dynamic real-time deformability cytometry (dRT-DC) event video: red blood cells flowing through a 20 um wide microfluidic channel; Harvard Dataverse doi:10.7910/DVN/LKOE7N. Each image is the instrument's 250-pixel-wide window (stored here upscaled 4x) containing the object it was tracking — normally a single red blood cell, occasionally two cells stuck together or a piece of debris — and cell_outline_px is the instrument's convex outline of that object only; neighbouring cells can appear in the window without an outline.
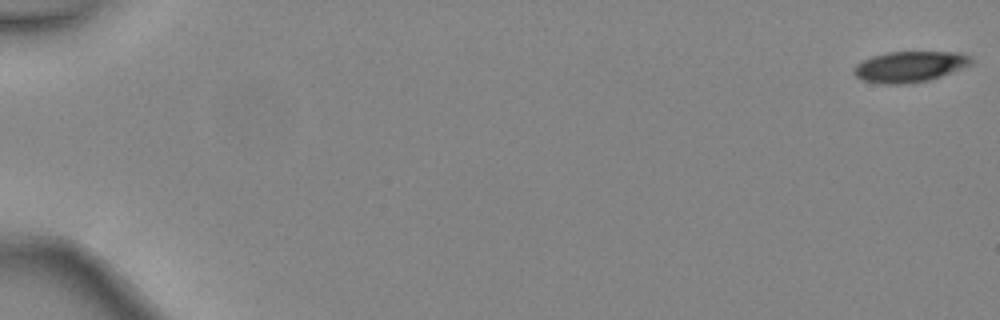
{"species": "common noctule bat (a hibernating species)", "species_latin": "Nyctalus noctula", "temperature_condition": "warm", "stored_images_in_passage": 5, "segment_of_instrument_passage": [2, 2], "camera_frame_rate_fps": 3000, "um_per_image_px": 0.085, "animal": {"sex": "female", "body_mass_g": 24.6, "forearm_length_mm": 56.2}, "frame": {"image": 1, "passage_image": 5, "time_ms": 1.333, "image_size_px": [1000, 320], "cell_outline_px": [[972, 64], [940, 76], [928, 80], [900, 84], [880, 84], [864, 80], [856, 76], [852, 72], [856, 64], [872, 56], [888, 52], [960, 52], [972, 56]], "centroid_in_image_um": [77.32, 5.65], "position_along_channel_um": 7.7, "area_um2": 20.92}}